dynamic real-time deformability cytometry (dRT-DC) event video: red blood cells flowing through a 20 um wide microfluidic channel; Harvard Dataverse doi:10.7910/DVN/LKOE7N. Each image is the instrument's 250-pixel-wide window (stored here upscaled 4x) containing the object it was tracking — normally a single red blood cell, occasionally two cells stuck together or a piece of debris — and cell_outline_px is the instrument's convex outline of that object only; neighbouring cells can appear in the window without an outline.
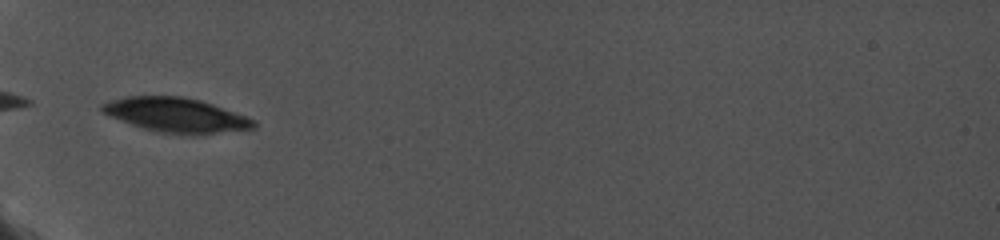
{"species": "common noctule bat (a hibernating species)", "species_latin": "Nyctalus noctula", "temperature_condition": "cold", "stored_images_in_passage": 1, "camera_frame_rate_fps": 5000, "um_per_image_px": 0.085, "animal": {"sex": "female", "body_mass_g": 19.0, "forearm_length_mm": 56.7}, "frame": {"image": 1, "passage_image": 1, "time_ms": 0.0, "image_size_px": [1000, 240], "cell_outline_px": [[256, 128], [200, 136], [180, 136], [156, 132], [132, 124], [112, 116], [104, 112], [100, 108], [100, 104], [124, 96], [184, 96], [200, 100], [212, 104], [256, 120]], "centroid_in_image_um": [15.03, 9.81], "position_along_channel_um": 70.0, "area_um2": 30.87}}